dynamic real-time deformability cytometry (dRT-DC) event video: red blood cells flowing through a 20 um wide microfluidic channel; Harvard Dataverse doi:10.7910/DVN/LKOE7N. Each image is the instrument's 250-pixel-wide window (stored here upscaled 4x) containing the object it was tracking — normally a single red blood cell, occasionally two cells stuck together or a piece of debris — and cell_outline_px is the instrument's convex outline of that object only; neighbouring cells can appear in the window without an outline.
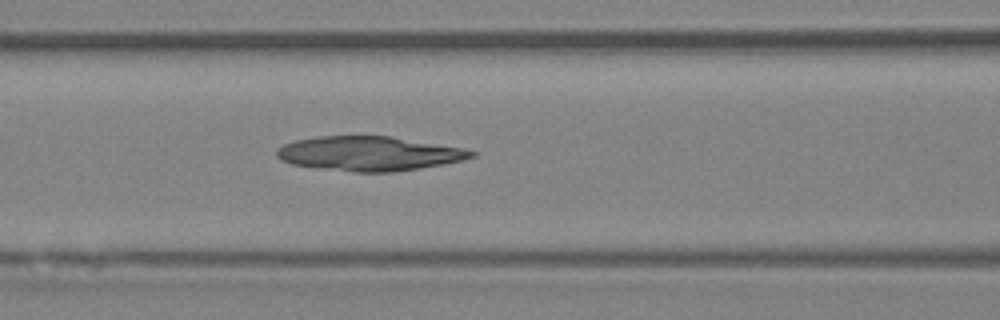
{"species": "Egyptian fruit bat (a non-hibernating species)", "species_latin": "Rousettus aegyptiacus", "temperature_condition": "room temperature", "stored_images_in_passage": 31, "camera_frame_rate_fps": 3000, "um_per_image_px": 0.085, "animal": {"sex": "female"}, "frame": {"image": 1, "passage_image": 21, "time_ms": 6.667, "image_size_px": [1000, 320], "cell_outline_px": [[476, 156], [460, 160], [420, 168], [392, 172], [352, 172], [292, 164], [280, 160], [276, 156], [276, 148], [284, 144], [296, 140], [316, 136], [388, 136], [464, 148], [476, 152]], "centroid_in_image_um": [31.33, 13.05], "position_along_channel_um": 135.3, "area_um2": 38.78}}
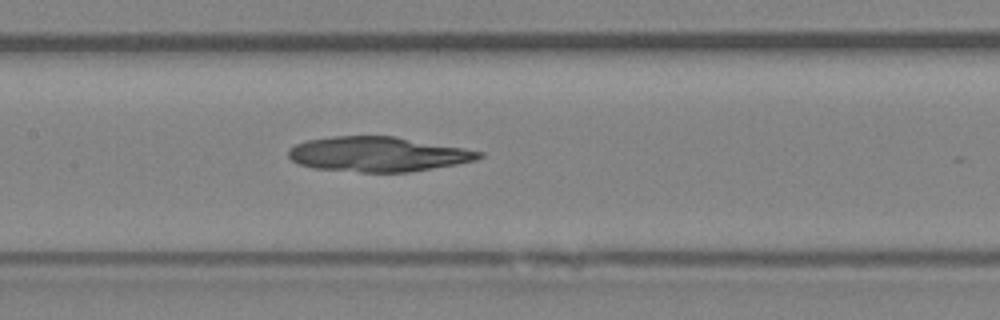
{"frame": {"image": 2, "passage_image": 24, "time_ms": 7.667, "image_size_px": [1000, 320], "cell_outline_px": [[484, 156], [476, 160], [456, 164], [408, 172], [360, 172], [312, 168], [300, 164], [292, 160], [288, 156], [288, 148], [296, 144], [308, 140], [332, 136], [396, 136], [464, 148], [484, 152]], "centroid_in_image_um": [32.12, 13.1], "position_along_channel_um": 175.3, "area_um2": 38.73}}